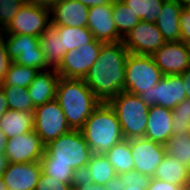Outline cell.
<instances>
[{
	"mask_svg": "<svg viewBox=\"0 0 190 190\" xmlns=\"http://www.w3.org/2000/svg\"><path fill=\"white\" fill-rule=\"evenodd\" d=\"M34 111L8 109L0 118V128L7 138L34 130Z\"/></svg>",
	"mask_w": 190,
	"mask_h": 190,
	"instance_id": "cell-21",
	"label": "cell"
},
{
	"mask_svg": "<svg viewBox=\"0 0 190 190\" xmlns=\"http://www.w3.org/2000/svg\"><path fill=\"white\" fill-rule=\"evenodd\" d=\"M104 155L114 167L117 175L134 170V160L130 149V139H124L117 143Z\"/></svg>",
	"mask_w": 190,
	"mask_h": 190,
	"instance_id": "cell-24",
	"label": "cell"
},
{
	"mask_svg": "<svg viewBox=\"0 0 190 190\" xmlns=\"http://www.w3.org/2000/svg\"><path fill=\"white\" fill-rule=\"evenodd\" d=\"M128 54L122 41L102 44L97 60L84 78L100 102L108 103L124 90Z\"/></svg>",
	"mask_w": 190,
	"mask_h": 190,
	"instance_id": "cell-1",
	"label": "cell"
},
{
	"mask_svg": "<svg viewBox=\"0 0 190 190\" xmlns=\"http://www.w3.org/2000/svg\"><path fill=\"white\" fill-rule=\"evenodd\" d=\"M56 100L64 112L67 123L72 130H80L93 110L101 103L84 79L60 77Z\"/></svg>",
	"mask_w": 190,
	"mask_h": 190,
	"instance_id": "cell-3",
	"label": "cell"
},
{
	"mask_svg": "<svg viewBox=\"0 0 190 190\" xmlns=\"http://www.w3.org/2000/svg\"><path fill=\"white\" fill-rule=\"evenodd\" d=\"M8 102V108L16 111H34L28 88L18 86H2Z\"/></svg>",
	"mask_w": 190,
	"mask_h": 190,
	"instance_id": "cell-32",
	"label": "cell"
},
{
	"mask_svg": "<svg viewBox=\"0 0 190 190\" xmlns=\"http://www.w3.org/2000/svg\"><path fill=\"white\" fill-rule=\"evenodd\" d=\"M89 8L76 0L59 1L50 9L51 25L53 26H88Z\"/></svg>",
	"mask_w": 190,
	"mask_h": 190,
	"instance_id": "cell-17",
	"label": "cell"
},
{
	"mask_svg": "<svg viewBox=\"0 0 190 190\" xmlns=\"http://www.w3.org/2000/svg\"><path fill=\"white\" fill-rule=\"evenodd\" d=\"M106 190H124V181L120 175L113 177L104 185Z\"/></svg>",
	"mask_w": 190,
	"mask_h": 190,
	"instance_id": "cell-42",
	"label": "cell"
},
{
	"mask_svg": "<svg viewBox=\"0 0 190 190\" xmlns=\"http://www.w3.org/2000/svg\"><path fill=\"white\" fill-rule=\"evenodd\" d=\"M87 165L94 183L105 185L117 176L114 167L103 153H93Z\"/></svg>",
	"mask_w": 190,
	"mask_h": 190,
	"instance_id": "cell-28",
	"label": "cell"
},
{
	"mask_svg": "<svg viewBox=\"0 0 190 190\" xmlns=\"http://www.w3.org/2000/svg\"><path fill=\"white\" fill-rule=\"evenodd\" d=\"M147 190H186L185 186H177L156 178H151Z\"/></svg>",
	"mask_w": 190,
	"mask_h": 190,
	"instance_id": "cell-41",
	"label": "cell"
},
{
	"mask_svg": "<svg viewBox=\"0 0 190 190\" xmlns=\"http://www.w3.org/2000/svg\"><path fill=\"white\" fill-rule=\"evenodd\" d=\"M103 42L93 40L78 49L67 51L57 73L63 78L84 79L97 60Z\"/></svg>",
	"mask_w": 190,
	"mask_h": 190,
	"instance_id": "cell-9",
	"label": "cell"
},
{
	"mask_svg": "<svg viewBox=\"0 0 190 190\" xmlns=\"http://www.w3.org/2000/svg\"><path fill=\"white\" fill-rule=\"evenodd\" d=\"M42 172L53 179L71 185L74 169L68 165L61 164H41Z\"/></svg>",
	"mask_w": 190,
	"mask_h": 190,
	"instance_id": "cell-35",
	"label": "cell"
},
{
	"mask_svg": "<svg viewBox=\"0 0 190 190\" xmlns=\"http://www.w3.org/2000/svg\"><path fill=\"white\" fill-rule=\"evenodd\" d=\"M92 154L81 131L71 130L45 146L40 163L68 165L78 169L88 164Z\"/></svg>",
	"mask_w": 190,
	"mask_h": 190,
	"instance_id": "cell-5",
	"label": "cell"
},
{
	"mask_svg": "<svg viewBox=\"0 0 190 190\" xmlns=\"http://www.w3.org/2000/svg\"><path fill=\"white\" fill-rule=\"evenodd\" d=\"M163 75H180L190 67V56L186 43L165 42L152 55Z\"/></svg>",
	"mask_w": 190,
	"mask_h": 190,
	"instance_id": "cell-14",
	"label": "cell"
},
{
	"mask_svg": "<svg viewBox=\"0 0 190 190\" xmlns=\"http://www.w3.org/2000/svg\"><path fill=\"white\" fill-rule=\"evenodd\" d=\"M0 190H7L5 181L3 180L2 176H0Z\"/></svg>",
	"mask_w": 190,
	"mask_h": 190,
	"instance_id": "cell-50",
	"label": "cell"
},
{
	"mask_svg": "<svg viewBox=\"0 0 190 190\" xmlns=\"http://www.w3.org/2000/svg\"><path fill=\"white\" fill-rule=\"evenodd\" d=\"M35 190H72V188L71 185L59 182L42 172Z\"/></svg>",
	"mask_w": 190,
	"mask_h": 190,
	"instance_id": "cell-37",
	"label": "cell"
},
{
	"mask_svg": "<svg viewBox=\"0 0 190 190\" xmlns=\"http://www.w3.org/2000/svg\"><path fill=\"white\" fill-rule=\"evenodd\" d=\"M34 117V131L45 146L72 130L56 99L35 107Z\"/></svg>",
	"mask_w": 190,
	"mask_h": 190,
	"instance_id": "cell-8",
	"label": "cell"
},
{
	"mask_svg": "<svg viewBox=\"0 0 190 190\" xmlns=\"http://www.w3.org/2000/svg\"><path fill=\"white\" fill-rule=\"evenodd\" d=\"M73 190H106L104 185L97 184V183H90V184H80L76 186Z\"/></svg>",
	"mask_w": 190,
	"mask_h": 190,
	"instance_id": "cell-45",
	"label": "cell"
},
{
	"mask_svg": "<svg viewBox=\"0 0 190 190\" xmlns=\"http://www.w3.org/2000/svg\"><path fill=\"white\" fill-rule=\"evenodd\" d=\"M139 97L150 107L154 105L174 109L186 99L181 75H163L161 80Z\"/></svg>",
	"mask_w": 190,
	"mask_h": 190,
	"instance_id": "cell-10",
	"label": "cell"
},
{
	"mask_svg": "<svg viewBox=\"0 0 190 190\" xmlns=\"http://www.w3.org/2000/svg\"><path fill=\"white\" fill-rule=\"evenodd\" d=\"M9 57L14 60L21 53L37 51L39 37L32 35L3 34Z\"/></svg>",
	"mask_w": 190,
	"mask_h": 190,
	"instance_id": "cell-27",
	"label": "cell"
},
{
	"mask_svg": "<svg viewBox=\"0 0 190 190\" xmlns=\"http://www.w3.org/2000/svg\"><path fill=\"white\" fill-rule=\"evenodd\" d=\"M182 8H185L186 6L190 5V0H176Z\"/></svg>",
	"mask_w": 190,
	"mask_h": 190,
	"instance_id": "cell-49",
	"label": "cell"
},
{
	"mask_svg": "<svg viewBox=\"0 0 190 190\" xmlns=\"http://www.w3.org/2000/svg\"><path fill=\"white\" fill-rule=\"evenodd\" d=\"M13 60L9 57L4 41V35L0 31V82L4 81L5 75L10 68Z\"/></svg>",
	"mask_w": 190,
	"mask_h": 190,
	"instance_id": "cell-38",
	"label": "cell"
},
{
	"mask_svg": "<svg viewBox=\"0 0 190 190\" xmlns=\"http://www.w3.org/2000/svg\"><path fill=\"white\" fill-rule=\"evenodd\" d=\"M166 155L180 160L189 167L190 165V133H173L164 145Z\"/></svg>",
	"mask_w": 190,
	"mask_h": 190,
	"instance_id": "cell-30",
	"label": "cell"
},
{
	"mask_svg": "<svg viewBox=\"0 0 190 190\" xmlns=\"http://www.w3.org/2000/svg\"><path fill=\"white\" fill-rule=\"evenodd\" d=\"M50 25V9L16 0H0V31L3 34L39 37Z\"/></svg>",
	"mask_w": 190,
	"mask_h": 190,
	"instance_id": "cell-2",
	"label": "cell"
},
{
	"mask_svg": "<svg viewBox=\"0 0 190 190\" xmlns=\"http://www.w3.org/2000/svg\"><path fill=\"white\" fill-rule=\"evenodd\" d=\"M135 15L146 22L155 23L160 15L164 0H121Z\"/></svg>",
	"mask_w": 190,
	"mask_h": 190,
	"instance_id": "cell-29",
	"label": "cell"
},
{
	"mask_svg": "<svg viewBox=\"0 0 190 190\" xmlns=\"http://www.w3.org/2000/svg\"><path fill=\"white\" fill-rule=\"evenodd\" d=\"M130 149L134 160V170L151 178L166 155L163 144L144 137L130 139Z\"/></svg>",
	"mask_w": 190,
	"mask_h": 190,
	"instance_id": "cell-12",
	"label": "cell"
},
{
	"mask_svg": "<svg viewBox=\"0 0 190 190\" xmlns=\"http://www.w3.org/2000/svg\"><path fill=\"white\" fill-rule=\"evenodd\" d=\"M92 153H105L124 140L120 122L113 108L101 102L80 129Z\"/></svg>",
	"mask_w": 190,
	"mask_h": 190,
	"instance_id": "cell-4",
	"label": "cell"
},
{
	"mask_svg": "<svg viewBox=\"0 0 190 190\" xmlns=\"http://www.w3.org/2000/svg\"><path fill=\"white\" fill-rule=\"evenodd\" d=\"M124 181V190H147L151 177L135 170L120 174Z\"/></svg>",
	"mask_w": 190,
	"mask_h": 190,
	"instance_id": "cell-36",
	"label": "cell"
},
{
	"mask_svg": "<svg viewBox=\"0 0 190 190\" xmlns=\"http://www.w3.org/2000/svg\"><path fill=\"white\" fill-rule=\"evenodd\" d=\"M125 71L124 91L135 95L147 92L163 77L151 55L129 53Z\"/></svg>",
	"mask_w": 190,
	"mask_h": 190,
	"instance_id": "cell-7",
	"label": "cell"
},
{
	"mask_svg": "<svg viewBox=\"0 0 190 190\" xmlns=\"http://www.w3.org/2000/svg\"><path fill=\"white\" fill-rule=\"evenodd\" d=\"M8 109L9 108H8V102H7L6 96L4 94V91L1 89L0 90V118L5 112H7Z\"/></svg>",
	"mask_w": 190,
	"mask_h": 190,
	"instance_id": "cell-46",
	"label": "cell"
},
{
	"mask_svg": "<svg viewBox=\"0 0 190 190\" xmlns=\"http://www.w3.org/2000/svg\"><path fill=\"white\" fill-rule=\"evenodd\" d=\"M184 83L186 98L190 99V67L180 74Z\"/></svg>",
	"mask_w": 190,
	"mask_h": 190,
	"instance_id": "cell-43",
	"label": "cell"
},
{
	"mask_svg": "<svg viewBox=\"0 0 190 190\" xmlns=\"http://www.w3.org/2000/svg\"><path fill=\"white\" fill-rule=\"evenodd\" d=\"M185 189L190 190V172H189L188 177H187V183H186Z\"/></svg>",
	"mask_w": 190,
	"mask_h": 190,
	"instance_id": "cell-51",
	"label": "cell"
},
{
	"mask_svg": "<svg viewBox=\"0 0 190 190\" xmlns=\"http://www.w3.org/2000/svg\"><path fill=\"white\" fill-rule=\"evenodd\" d=\"M42 174L40 161L9 163L2 175L7 190H35Z\"/></svg>",
	"mask_w": 190,
	"mask_h": 190,
	"instance_id": "cell-16",
	"label": "cell"
},
{
	"mask_svg": "<svg viewBox=\"0 0 190 190\" xmlns=\"http://www.w3.org/2000/svg\"><path fill=\"white\" fill-rule=\"evenodd\" d=\"M186 45H187L189 56H190V42H187Z\"/></svg>",
	"mask_w": 190,
	"mask_h": 190,
	"instance_id": "cell-52",
	"label": "cell"
},
{
	"mask_svg": "<svg viewBox=\"0 0 190 190\" xmlns=\"http://www.w3.org/2000/svg\"><path fill=\"white\" fill-rule=\"evenodd\" d=\"M93 183L91 178V173L88 165L79 167L78 169H74L71 181L72 190L79 186L80 184H90Z\"/></svg>",
	"mask_w": 190,
	"mask_h": 190,
	"instance_id": "cell-39",
	"label": "cell"
},
{
	"mask_svg": "<svg viewBox=\"0 0 190 190\" xmlns=\"http://www.w3.org/2000/svg\"><path fill=\"white\" fill-rule=\"evenodd\" d=\"M108 104L117 115L125 139L144 137L148 123L149 106L139 95L123 90Z\"/></svg>",
	"mask_w": 190,
	"mask_h": 190,
	"instance_id": "cell-6",
	"label": "cell"
},
{
	"mask_svg": "<svg viewBox=\"0 0 190 190\" xmlns=\"http://www.w3.org/2000/svg\"><path fill=\"white\" fill-rule=\"evenodd\" d=\"M122 42L131 54L152 55L166 41L156 23L141 20Z\"/></svg>",
	"mask_w": 190,
	"mask_h": 190,
	"instance_id": "cell-11",
	"label": "cell"
},
{
	"mask_svg": "<svg viewBox=\"0 0 190 190\" xmlns=\"http://www.w3.org/2000/svg\"><path fill=\"white\" fill-rule=\"evenodd\" d=\"M182 6L176 0H164L160 15L155 22L166 42L181 41L179 27Z\"/></svg>",
	"mask_w": 190,
	"mask_h": 190,
	"instance_id": "cell-20",
	"label": "cell"
},
{
	"mask_svg": "<svg viewBox=\"0 0 190 190\" xmlns=\"http://www.w3.org/2000/svg\"><path fill=\"white\" fill-rule=\"evenodd\" d=\"M112 14L117 31L122 38L141 21L121 0L112 1Z\"/></svg>",
	"mask_w": 190,
	"mask_h": 190,
	"instance_id": "cell-26",
	"label": "cell"
},
{
	"mask_svg": "<svg viewBox=\"0 0 190 190\" xmlns=\"http://www.w3.org/2000/svg\"><path fill=\"white\" fill-rule=\"evenodd\" d=\"M15 64L24 65L27 67L36 68L39 71L49 69L44 54L40 47L37 51H28L21 53L16 59L13 60Z\"/></svg>",
	"mask_w": 190,
	"mask_h": 190,
	"instance_id": "cell-34",
	"label": "cell"
},
{
	"mask_svg": "<svg viewBox=\"0 0 190 190\" xmlns=\"http://www.w3.org/2000/svg\"><path fill=\"white\" fill-rule=\"evenodd\" d=\"M189 167L180 160L165 155L158 165L153 178L169 182L177 186H186Z\"/></svg>",
	"mask_w": 190,
	"mask_h": 190,
	"instance_id": "cell-23",
	"label": "cell"
},
{
	"mask_svg": "<svg viewBox=\"0 0 190 190\" xmlns=\"http://www.w3.org/2000/svg\"><path fill=\"white\" fill-rule=\"evenodd\" d=\"M7 140L8 138L5 136L0 128V154H5Z\"/></svg>",
	"mask_w": 190,
	"mask_h": 190,
	"instance_id": "cell-48",
	"label": "cell"
},
{
	"mask_svg": "<svg viewBox=\"0 0 190 190\" xmlns=\"http://www.w3.org/2000/svg\"><path fill=\"white\" fill-rule=\"evenodd\" d=\"M60 77L56 69L41 70L36 74L28 87V94L34 107L56 99V89Z\"/></svg>",
	"mask_w": 190,
	"mask_h": 190,
	"instance_id": "cell-19",
	"label": "cell"
},
{
	"mask_svg": "<svg viewBox=\"0 0 190 190\" xmlns=\"http://www.w3.org/2000/svg\"><path fill=\"white\" fill-rule=\"evenodd\" d=\"M144 138L165 145L173 134L172 109L154 105L149 107Z\"/></svg>",
	"mask_w": 190,
	"mask_h": 190,
	"instance_id": "cell-18",
	"label": "cell"
},
{
	"mask_svg": "<svg viewBox=\"0 0 190 190\" xmlns=\"http://www.w3.org/2000/svg\"><path fill=\"white\" fill-rule=\"evenodd\" d=\"M173 133H190V99L186 98L172 109Z\"/></svg>",
	"mask_w": 190,
	"mask_h": 190,
	"instance_id": "cell-33",
	"label": "cell"
},
{
	"mask_svg": "<svg viewBox=\"0 0 190 190\" xmlns=\"http://www.w3.org/2000/svg\"><path fill=\"white\" fill-rule=\"evenodd\" d=\"M181 32V41L184 43L190 42V12L185 8L182 9L179 20Z\"/></svg>",
	"mask_w": 190,
	"mask_h": 190,
	"instance_id": "cell-40",
	"label": "cell"
},
{
	"mask_svg": "<svg viewBox=\"0 0 190 190\" xmlns=\"http://www.w3.org/2000/svg\"><path fill=\"white\" fill-rule=\"evenodd\" d=\"M185 9L190 12V5L186 6Z\"/></svg>",
	"mask_w": 190,
	"mask_h": 190,
	"instance_id": "cell-53",
	"label": "cell"
},
{
	"mask_svg": "<svg viewBox=\"0 0 190 190\" xmlns=\"http://www.w3.org/2000/svg\"><path fill=\"white\" fill-rule=\"evenodd\" d=\"M39 47L45 56L49 69H57L67 52L65 49H62L59 31L53 25H50L49 28L39 36Z\"/></svg>",
	"mask_w": 190,
	"mask_h": 190,
	"instance_id": "cell-22",
	"label": "cell"
},
{
	"mask_svg": "<svg viewBox=\"0 0 190 190\" xmlns=\"http://www.w3.org/2000/svg\"><path fill=\"white\" fill-rule=\"evenodd\" d=\"M88 8L93 7V6H101V5H108L110 4L113 0H76Z\"/></svg>",
	"mask_w": 190,
	"mask_h": 190,
	"instance_id": "cell-44",
	"label": "cell"
},
{
	"mask_svg": "<svg viewBox=\"0 0 190 190\" xmlns=\"http://www.w3.org/2000/svg\"><path fill=\"white\" fill-rule=\"evenodd\" d=\"M45 152V145L34 130L10 137L6 143L5 155L10 163H29L40 161Z\"/></svg>",
	"mask_w": 190,
	"mask_h": 190,
	"instance_id": "cell-13",
	"label": "cell"
},
{
	"mask_svg": "<svg viewBox=\"0 0 190 190\" xmlns=\"http://www.w3.org/2000/svg\"><path fill=\"white\" fill-rule=\"evenodd\" d=\"M87 28L93 34L95 40L103 43L122 41L113 20L112 2L108 5L93 6L88 12Z\"/></svg>",
	"mask_w": 190,
	"mask_h": 190,
	"instance_id": "cell-15",
	"label": "cell"
},
{
	"mask_svg": "<svg viewBox=\"0 0 190 190\" xmlns=\"http://www.w3.org/2000/svg\"><path fill=\"white\" fill-rule=\"evenodd\" d=\"M38 72L39 70L36 68L18 65L13 62L5 75L2 86L28 88Z\"/></svg>",
	"mask_w": 190,
	"mask_h": 190,
	"instance_id": "cell-31",
	"label": "cell"
},
{
	"mask_svg": "<svg viewBox=\"0 0 190 190\" xmlns=\"http://www.w3.org/2000/svg\"><path fill=\"white\" fill-rule=\"evenodd\" d=\"M9 163L8 157L5 154H0V176H2L8 168Z\"/></svg>",
	"mask_w": 190,
	"mask_h": 190,
	"instance_id": "cell-47",
	"label": "cell"
},
{
	"mask_svg": "<svg viewBox=\"0 0 190 190\" xmlns=\"http://www.w3.org/2000/svg\"><path fill=\"white\" fill-rule=\"evenodd\" d=\"M58 31L62 49L70 51L90 43L94 40L93 34L87 27L54 26Z\"/></svg>",
	"mask_w": 190,
	"mask_h": 190,
	"instance_id": "cell-25",
	"label": "cell"
}]
</instances>
